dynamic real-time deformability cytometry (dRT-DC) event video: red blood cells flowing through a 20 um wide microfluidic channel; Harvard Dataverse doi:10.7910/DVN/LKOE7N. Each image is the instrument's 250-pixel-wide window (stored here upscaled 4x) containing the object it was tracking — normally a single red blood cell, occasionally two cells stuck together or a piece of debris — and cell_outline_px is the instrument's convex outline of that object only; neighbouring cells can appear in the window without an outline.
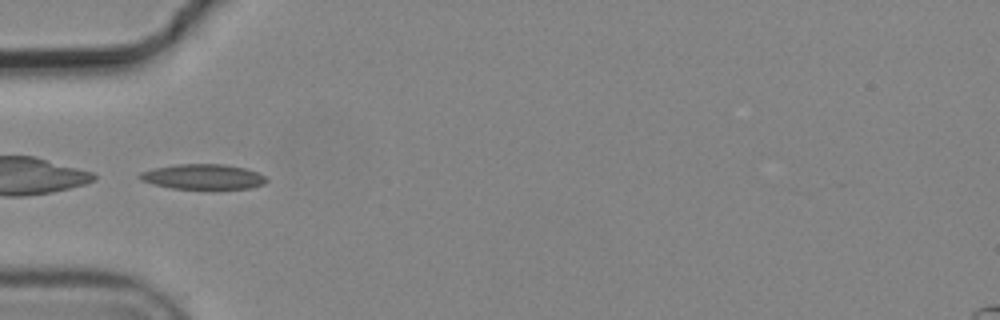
{"species": "common noctule bat (a hibernating species)", "species_latin": "Nyctalus noctula", "temperature_condition": "cold", "stored_images_in_passage": 7, "camera_frame_rate_fps": 3000, "um_per_image_px": 0.085, "animal": {"sex": "male", "body_mass_g": 19.2, "forearm_length_mm": 51.8}, "frame": {"image": 1, "passage_image": 4, "time_ms": 1.0, "image_size_px": [1000, 320], "cell_outline_px": [[268, 180], [264, 184], [248, 188], [172, 188], [152, 184], [140, 180], [136, 176], [140, 172], [152, 168], [176, 164], [224, 164], [244, 168], [256, 172], [264, 176]], "centroid_in_image_um": [17.19, 15.01], "position_along_channel_um": 67.8, "area_um2": 18.44}}
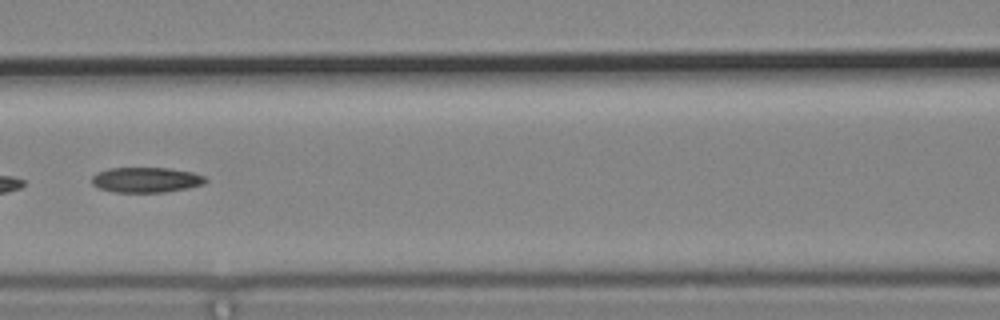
{"frame": {"image": 2, "passage_image": 6, "time_ms": 1.667, "image_size_px": [1000, 320], "cell_outline_px": [[208, 180], [204, 184], [188, 188], [164, 192], [112, 192], [100, 188], [92, 184], [92, 176], [96, 172], [108, 168], [168, 168], [192, 172], [204, 176]], "centroid_in_image_um": [12.41, 15.28], "position_along_channel_um": 154.2, "area_um2": 16.76}}
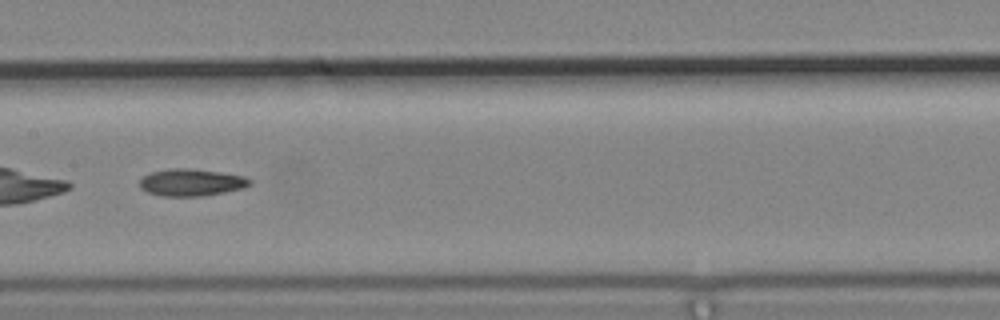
{"frame": {"image": 3, "passage_image": 7, "time_ms": 2.0, "image_size_px": [1000, 320], "cell_outline_px": [[252, 184], [244, 188], [204, 196], [164, 196], [148, 192], [140, 188], [140, 180], [144, 176], [152, 172], [168, 168], [184, 168], [216, 172], [244, 176], [252, 180]], "centroid_in_image_um": [16.27, 15.51], "position_along_channel_um": 191.1, "area_um2": 17.22}}